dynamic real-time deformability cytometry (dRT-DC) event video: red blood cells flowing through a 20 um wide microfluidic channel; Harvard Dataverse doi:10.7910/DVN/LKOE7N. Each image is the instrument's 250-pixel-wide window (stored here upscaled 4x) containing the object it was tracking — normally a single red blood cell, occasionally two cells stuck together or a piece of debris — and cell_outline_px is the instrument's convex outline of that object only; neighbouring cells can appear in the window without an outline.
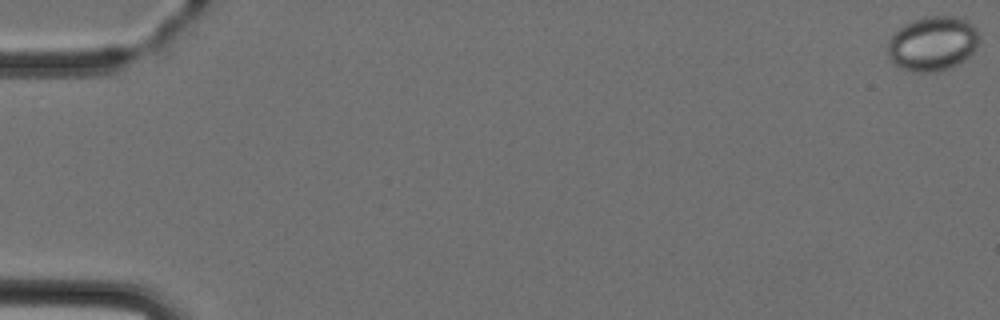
{"species": "Egyptian fruit bat (a non-hibernating species)", "species_latin": "Rousettus aegyptiacus", "temperature_condition": "cold", "stored_images_in_passage": 3, "camera_frame_rate_fps": 3000, "um_per_image_px": 0.085, "animal": {"sex": "female"}, "frame": {"image": 1, "passage_image": 3, "time_ms": 2.333, "image_size_px": [1000, 320], "cell_outline_px": [[980, 40], [976, 48], [960, 64], [936, 72], [916, 72], [900, 68], [888, 56], [888, 40], [892, 32], [904, 24], [912, 20], [924, 16], [956, 16], [972, 24], [980, 32]], "centroid_in_image_um": [79.28, 3.69], "position_along_channel_um": 5.7, "area_um2": 29.48}}